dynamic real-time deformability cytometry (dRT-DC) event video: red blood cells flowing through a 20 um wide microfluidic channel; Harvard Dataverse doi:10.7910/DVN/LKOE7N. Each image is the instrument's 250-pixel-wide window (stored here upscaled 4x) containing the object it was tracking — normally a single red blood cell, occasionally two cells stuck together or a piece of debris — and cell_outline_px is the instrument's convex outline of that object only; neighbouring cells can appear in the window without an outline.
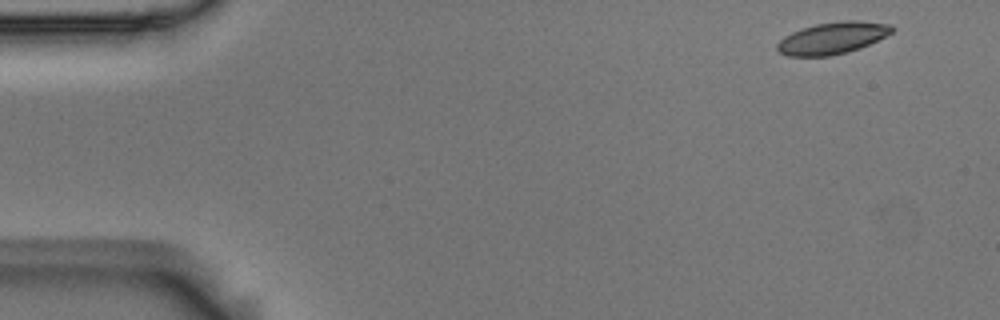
{"species": "Egyptian fruit bat (a non-hibernating species)", "species_latin": "Rousettus aegyptiacus", "temperature_condition": "room temperature", "stored_images_in_passage": 5, "camera_frame_rate_fps": 3000, "um_per_image_px": 0.085, "animal": {"sex": "male"}, "frame": {"image": 1, "passage_image": 1, "time_ms": 0.0, "image_size_px": [1000, 320], "cell_outline_px": [[896, 28], [892, 32], [860, 48], [848, 52], [828, 56], [788, 56], [780, 52], [776, 48], [776, 44], [784, 36], [792, 32], [816, 24], [844, 20], [860, 20], [888, 24]], "centroid_in_image_um": [70.75, 3.23], "position_along_channel_um": 14.3, "area_um2": 21.15}}
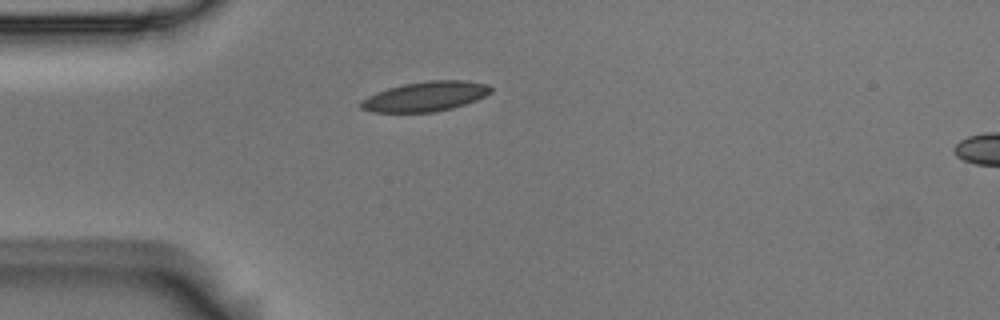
{"frame": {"image": 2, "passage_image": 4, "time_ms": 1.0, "image_size_px": [1000, 320], "cell_outline_px": [[492, 92], [476, 100], [452, 108], [436, 112], [372, 112], [360, 108], [360, 100], [376, 92], [388, 88], [404, 84], [428, 80], [464, 80], [488, 84], [492, 88]], "centroid_in_image_um": [36.16, 8.19], "position_along_channel_um": 48.8, "area_um2": 22.6}}